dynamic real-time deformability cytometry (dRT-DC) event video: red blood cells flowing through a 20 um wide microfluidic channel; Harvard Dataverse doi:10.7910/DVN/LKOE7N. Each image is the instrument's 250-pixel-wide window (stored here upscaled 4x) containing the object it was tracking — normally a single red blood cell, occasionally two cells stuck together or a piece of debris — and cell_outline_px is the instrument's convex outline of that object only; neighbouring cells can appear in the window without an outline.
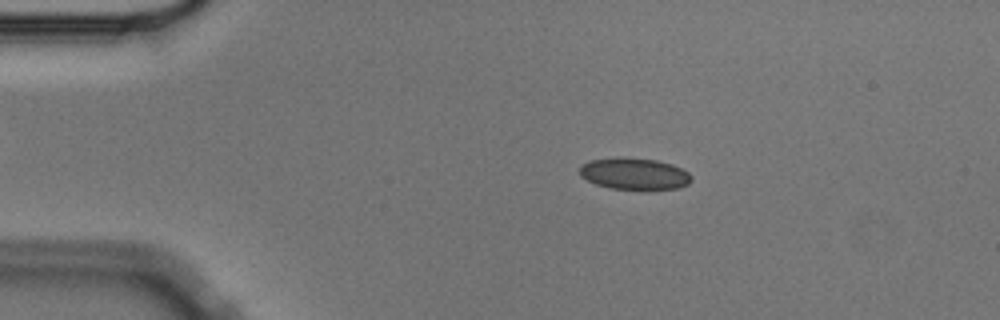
{"species": "Egyptian fruit bat (a non-hibernating species)", "species_latin": "Rousettus aegyptiacus", "temperature_condition": "cold", "stored_images_in_passage": 46, "camera_frame_rate_fps": 3000, "um_per_image_px": 0.085, "animal": {"sex": "male"}, "frame": {"image": 1, "passage_image": 1, "time_ms": 0.0, "image_size_px": [1000, 320], "cell_outline_px": [[692, 180], [688, 184], [680, 188], [608, 188], [596, 184], [580, 176], [580, 168], [588, 160], [616, 156], [620, 156], [656, 160], [672, 164], [688, 172], [692, 176]], "centroid_in_image_um": [53.9, 14.74], "position_along_channel_um": 31.1, "area_um2": 20.52}}
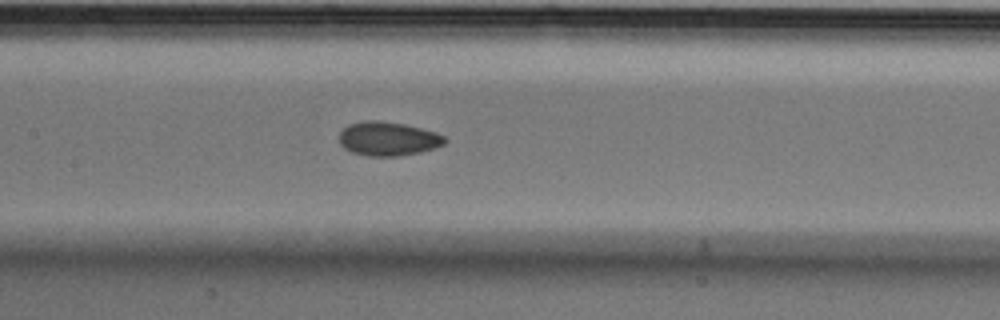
{"frame": {"image": 2, "passage_image": 17, "time_ms": 5.333, "image_size_px": [1000, 320], "cell_outline_px": [[448, 140], [444, 144], [436, 148], [420, 152], [396, 156], [368, 156], [352, 152], [344, 148], [340, 144], [340, 132], [348, 124], [364, 120], [376, 120], [404, 124], [436, 132], [444, 136]], "centroid_in_image_um": [32.99, 11.79], "position_along_channel_um": 174.4, "area_um2": 20.92}}
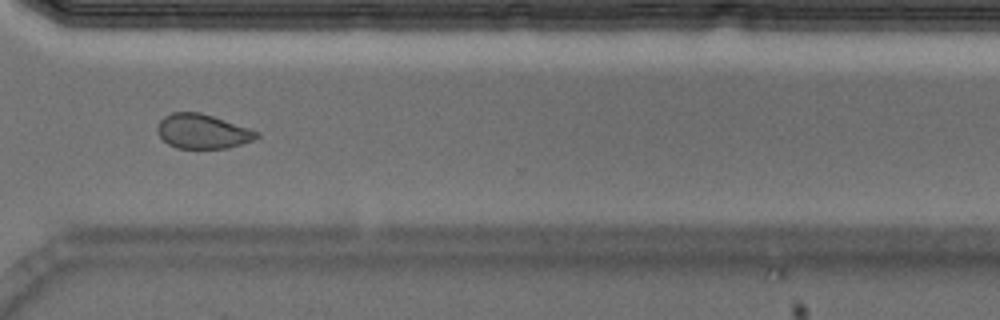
{"frame": {"image": 3, "passage_image": 32, "time_ms": 10.333, "image_size_px": [1000, 320], "cell_outline_px": [[260, 136], [256, 140], [228, 148], [176, 148], [168, 144], [156, 132], [156, 128], [160, 120], [164, 116], [172, 112], [200, 112], [260, 132]], "centroid_in_image_um": [17.22, 11.17], "position_along_channel_um": 353.4, "area_um2": 20.0}, "authors_computed_cell_mechanics": {"area_um2": 20.9236, "velocity_mm_per_s": 3.5911, "shape_relaxation_time_tau1_ms": 9.2007, "shape_relaxation_time_tau2_ms": 2.8805, "deformation_change_tau1": 0.106, "deformation_change_tau2": 0.0687}}